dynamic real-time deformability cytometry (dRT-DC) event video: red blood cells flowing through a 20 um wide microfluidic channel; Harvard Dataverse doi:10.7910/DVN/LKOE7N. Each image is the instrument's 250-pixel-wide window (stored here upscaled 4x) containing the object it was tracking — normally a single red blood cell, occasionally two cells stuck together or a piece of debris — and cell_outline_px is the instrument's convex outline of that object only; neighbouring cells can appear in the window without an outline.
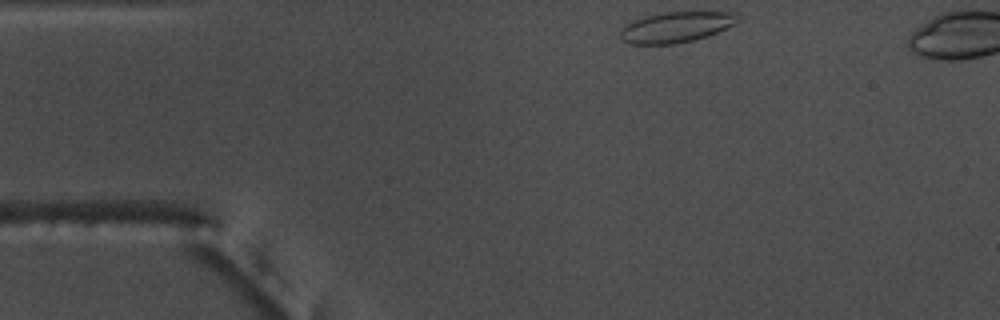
{"species": "common noctule bat (a hibernating species)", "species_latin": "Nyctalus noctula", "temperature_condition": "warm", "stored_images_in_passage": 36, "camera_frame_rate_fps": 3000, "um_per_image_px": 0.085, "animal": {"sex": "male", "body_mass_g": 17.5, "forearm_length_mm": 52.3}, "frame": {"image": 1, "passage_image": 1, "time_ms": 0.0, "image_size_px": [1000, 320], "cell_outline_px": [[736, 20], [732, 24], [708, 36], [676, 44], [628, 44], [620, 40], [620, 32], [628, 24], [644, 16], [664, 12], [736, 12]], "centroid_in_image_um": [57.4, 2.32], "position_along_channel_um": 27.6, "area_um2": 20.58}}
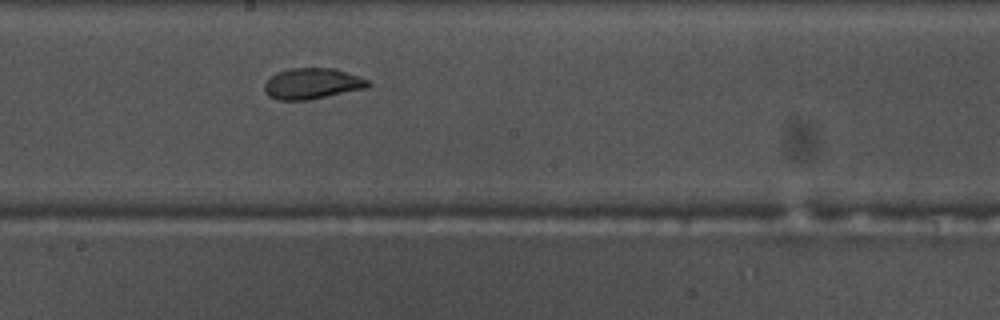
{"frame": {"image": 2, "passage_image": 21, "time_ms": 6.667, "image_size_px": [1000, 320], "cell_outline_px": [[372, 84], [368, 88], [308, 100], [280, 100], [268, 96], [264, 92], [264, 84], [276, 72], [288, 68], [336, 68], [368, 80]], "centroid_in_image_um": [26.54, 7.1], "position_along_channel_um": 221.7, "area_um2": 18.79}}
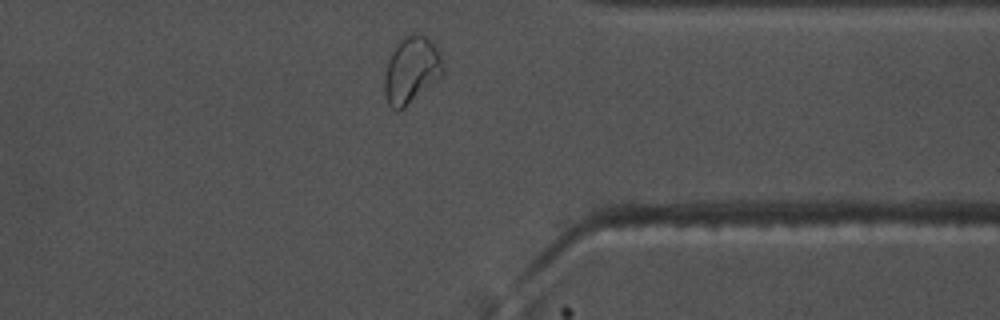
{"frame": {"image": 3, "passage_image": 34, "time_ms": 11.0, "image_size_px": [1000, 320], "cell_outline_px": [[444, 76], [404, 108], [392, 108], [388, 104], [384, 92], [384, 76], [388, 60], [396, 44], [404, 36], [412, 32], [420, 32], [436, 48], [440, 56], [444, 68]], "centroid_in_image_um": [34.97, 5.95], "position_along_channel_um": 376.4, "area_um2": 22.83}, "authors_computed_cell_mechanics": {"area_um2": 18.9295, "velocity_mm_per_s": 3.731, "shape_relaxation_time_tau1_ms": 9.7697, "shape_relaxation_time_tau2_ms": 0.9693, "deformation_change_tau1": 0.2119, "deformation_change_tau2": 0.0547}}